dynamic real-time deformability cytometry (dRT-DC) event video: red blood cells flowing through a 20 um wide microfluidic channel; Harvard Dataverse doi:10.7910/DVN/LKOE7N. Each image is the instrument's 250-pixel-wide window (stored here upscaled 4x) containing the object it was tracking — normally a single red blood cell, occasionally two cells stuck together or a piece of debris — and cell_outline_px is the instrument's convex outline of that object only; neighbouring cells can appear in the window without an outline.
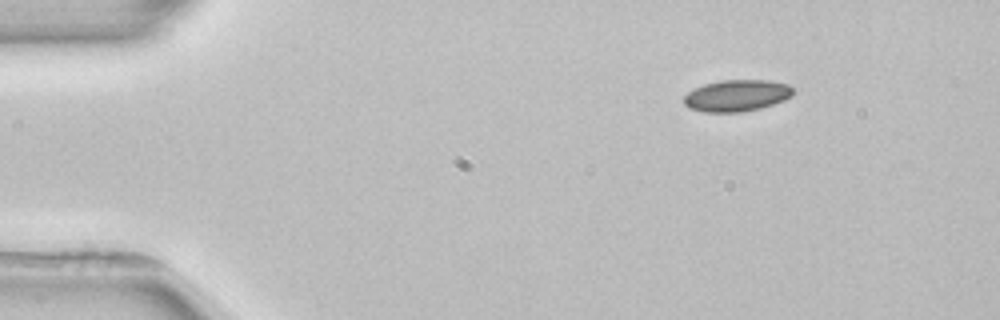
{"species": "common noctule bat (a hibernating species)", "species_latin": "Nyctalus noctula", "temperature_condition": "room temperature", "stored_images_in_passage": 2, "camera_frame_rate_fps": 3000, "um_per_image_px": 0.085, "animal": {"sex": "female", "body_mass_g": 22.7, "forearm_length_mm": 54.2}, "frame": {"image": 1, "passage_image": 1, "time_ms": 0.0, "image_size_px": [1000, 320], "cell_outline_px": [[792, 96], [784, 100], [760, 108], [740, 112], [704, 112], [688, 108], [684, 104], [684, 96], [688, 92], [704, 84], [720, 80], [768, 80], [788, 84], [792, 88]], "centroid_in_image_um": [62.61, 8.12], "position_along_channel_um": 22.4, "area_um2": 20.06}}